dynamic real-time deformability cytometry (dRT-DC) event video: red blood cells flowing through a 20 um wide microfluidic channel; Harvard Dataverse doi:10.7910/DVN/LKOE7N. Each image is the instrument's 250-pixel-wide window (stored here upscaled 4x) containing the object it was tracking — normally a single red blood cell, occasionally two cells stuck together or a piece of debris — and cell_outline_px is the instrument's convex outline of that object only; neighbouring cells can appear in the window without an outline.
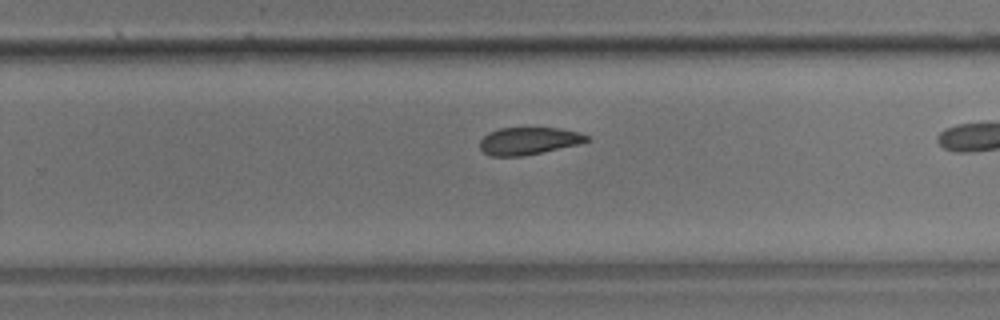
{"species": "common noctule bat (a hibernating species)", "species_latin": "Nyctalus noctula", "temperature_condition": "room temperature", "stored_images_in_passage": 19, "camera_frame_rate_fps": 3000, "um_per_image_px": 0.085, "animal": {"sex": "male", "body_mass_g": 17.9}, "frame": {"image": 1, "passage_image": 14, "time_ms": 4.333, "image_size_px": [1000, 320], "cell_outline_px": [[592, 140], [580, 144], [524, 156], [492, 156], [484, 152], [480, 148], [480, 140], [488, 132], [500, 128], [556, 128], [580, 132], [588, 136]], "centroid_in_image_um": [44.96, 11.98], "position_along_channel_um": 284.8, "area_um2": 17.11}}